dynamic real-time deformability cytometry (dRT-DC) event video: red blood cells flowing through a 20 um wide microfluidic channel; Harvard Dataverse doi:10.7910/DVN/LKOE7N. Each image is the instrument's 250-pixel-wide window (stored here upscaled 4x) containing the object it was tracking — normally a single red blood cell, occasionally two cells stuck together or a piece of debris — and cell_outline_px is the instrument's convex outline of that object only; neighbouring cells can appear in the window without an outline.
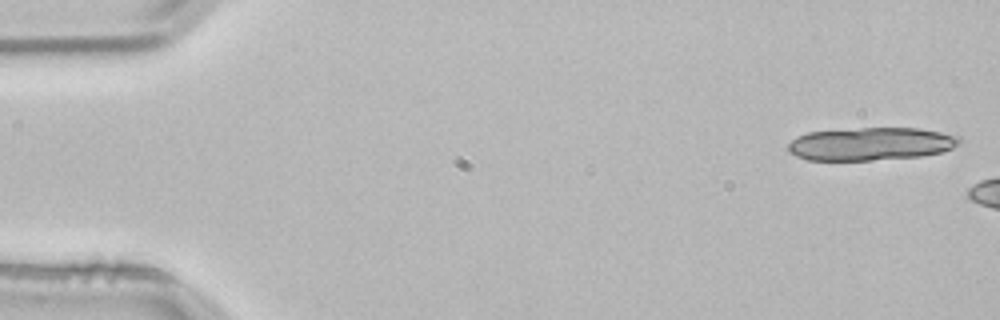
{"species": "common noctule bat (a hibernating species)", "species_latin": "Nyctalus noctula", "temperature_condition": "room temperature", "stored_images_in_passage": 3, "camera_frame_rate_fps": 3000, "um_per_image_px": 0.085, "animal": {"sex": "male", "body_mass_g": 21.5, "forearm_length_mm": 52.0}, "frame": {"image": 1, "passage_image": 1, "time_ms": 0.0, "image_size_px": [1000, 320], "cell_outline_px": [[960, 144], [952, 148], [940, 152], [920, 156], [872, 160], [808, 160], [796, 156], [788, 152], [788, 144], [796, 136], [808, 132], [860, 128], [920, 128], [960, 136]], "centroid_in_image_um": [74.0, 12.23], "position_along_channel_um": 11.0, "area_um2": 32.89}}